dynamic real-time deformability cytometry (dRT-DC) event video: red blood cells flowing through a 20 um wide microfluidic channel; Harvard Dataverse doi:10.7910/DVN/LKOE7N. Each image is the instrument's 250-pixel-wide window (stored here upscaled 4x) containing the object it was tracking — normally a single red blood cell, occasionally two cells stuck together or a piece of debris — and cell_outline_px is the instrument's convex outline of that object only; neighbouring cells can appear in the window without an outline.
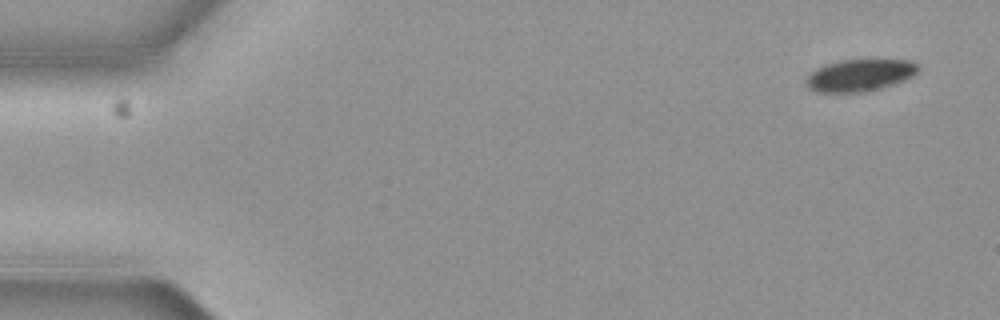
{"species": "common noctule bat (a hibernating species)", "species_latin": "Nyctalus noctula", "temperature_condition": "cold", "stored_images_in_passage": 4, "camera_frame_rate_fps": 3000, "um_per_image_px": 0.085, "animal": {"sex": "female", "body_mass_g": 19.3, "forearm_length_mm": 54.1}, "frame": {"image": 1, "passage_image": 1, "time_ms": 0.0, "image_size_px": [1000, 320], "cell_outline_px": [[920, 68], [912, 76], [904, 80], [880, 88], [864, 92], [816, 92], [808, 88], [804, 84], [804, 80], [816, 68], [824, 64], [840, 60], [912, 60], [920, 64]], "centroid_in_image_um": [73.06, 6.39], "position_along_channel_um": 11.9, "area_um2": 21.04}}